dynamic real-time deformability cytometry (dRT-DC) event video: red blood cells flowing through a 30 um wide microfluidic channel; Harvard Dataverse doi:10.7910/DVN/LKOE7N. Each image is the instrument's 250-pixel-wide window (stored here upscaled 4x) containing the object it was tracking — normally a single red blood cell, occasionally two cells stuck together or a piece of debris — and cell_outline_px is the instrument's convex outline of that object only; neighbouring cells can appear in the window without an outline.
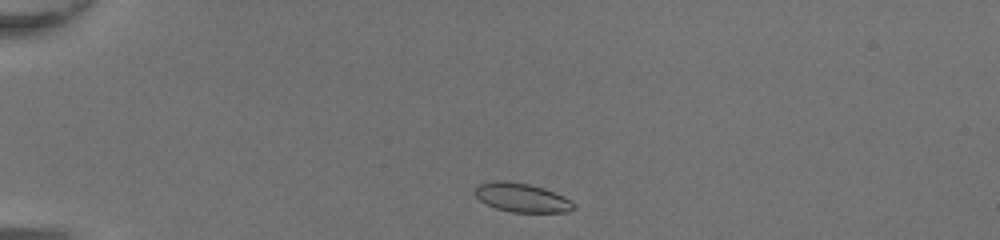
{"species": "common noctule bat (a hibernating species)", "species_latin": "Nyctalus noctula", "temperature_condition": "room temperature", "stored_images_in_passage": 37, "camera_frame_rate_fps": 3000, "um_per_image_px": 0.085, "animal": {"sex": "female", "body_mass_g": 20.0, "forearm_length_mm": 54.0}, "frame": {"image": 1, "passage_image": 1, "time_ms": 0.0, "image_size_px": [1000, 240], "cell_outline_px": [[572, 208], [568, 212], [512, 212], [496, 208], [480, 200], [472, 192], [472, 188], [476, 184], [492, 180], [508, 180], [528, 184], [544, 188], [564, 196], [572, 200]], "centroid_in_image_um": [44.27, 16.76], "position_along_channel_um": 40.7, "area_um2": 16.82}}
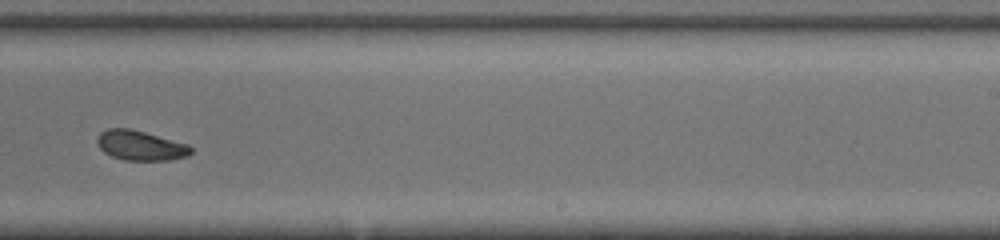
{"frame": {"image": 2, "passage_image": 21, "time_ms": 6.667, "image_size_px": [1000, 240], "cell_outline_px": [[192, 152], [188, 156], [168, 160], [124, 160], [112, 156], [104, 152], [96, 144], [96, 140], [100, 132], [108, 128], [132, 128], [188, 144], [192, 148]], "centroid_in_image_um": [11.92, 12.36], "position_along_channel_um": 277.1, "area_um2": 16.42}}
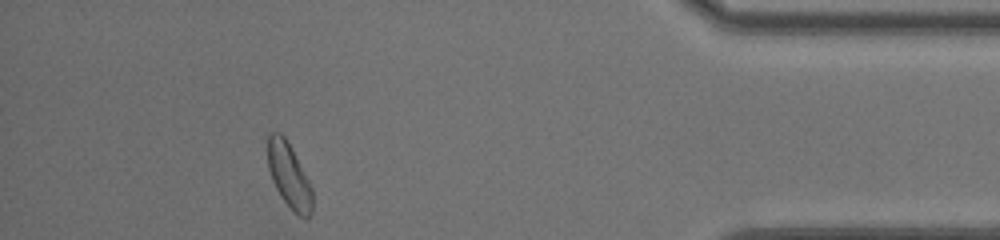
{"frame": {"image": 3, "passage_image": 33, "time_ms": 10.667, "image_size_px": [1000, 240], "cell_outline_px": [[312, 212], [308, 220], [292, 212], [280, 196], [272, 180], [268, 168], [264, 140], [268, 132], [280, 132], [284, 136], [308, 180], [312, 188]], "centroid_in_image_um": [24.5, 14.9], "position_along_channel_um": 410.7, "area_um2": 17.28}, "authors_computed_cell_mechanics": {"area_um2": 16.762, "velocity_mm_per_s": 4.3705, "shape_relaxation_time_tau1_ms": 2.4338, "shape_relaxation_time_tau2_ms": 1.5388, "deformation_change_tau1": 0.1033, "deformation_change_tau2": 0.0684}}